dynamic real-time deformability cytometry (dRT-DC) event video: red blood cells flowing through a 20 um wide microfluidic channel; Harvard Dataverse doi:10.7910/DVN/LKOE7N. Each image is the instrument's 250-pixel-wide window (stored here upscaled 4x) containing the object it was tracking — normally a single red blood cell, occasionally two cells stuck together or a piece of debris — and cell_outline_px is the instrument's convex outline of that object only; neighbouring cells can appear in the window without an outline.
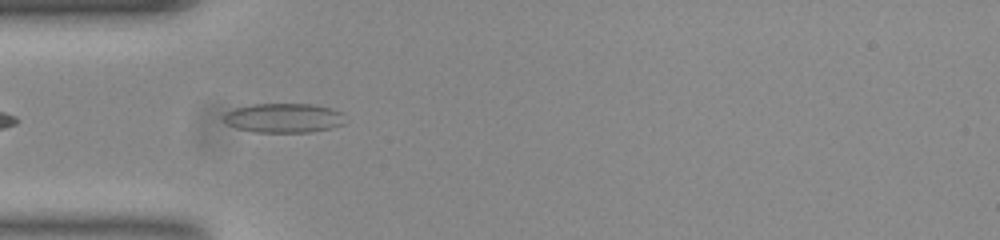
{"species": "common noctule bat (a hibernating species)", "species_latin": "Nyctalus noctula", "temperature_condition": "room temperature", "stored_images_in_passage": 42, "camera_frame_rate_fps": 3000, "um_per_image_px": 0.085, "animal": {"sex": "female", "body_mass_g": 23.0, "forearm_length_mm": 53.4}, "frame": {"image": 1, "passage_image": 4, "time_ms": 1.0, "image_size_px": [1000, 240], "cell_outline_px": [[344, 124], [332, 128], [308, 132], [252, 132], [236, 128], [228, 124], [224, 120], [224, 116], [228, 112], [236, 108], [252, 104], [312, 104], [332, 108], [340, 112]], "centroid_in_image_um": [24.11, 10.03], "position_along_channel_um": 60.9, "area_um2": 20.63}}
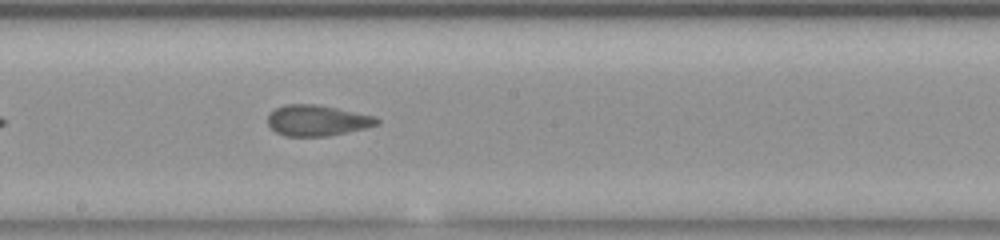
{"frame": {"image": 2, "passage_image": 17, "time_ms": 5.333, "image_size_px": [1000, 240], "cell_outline_px": [[380, 120], [376, 124], [344, 132], [324, 136], [284, 136], [276, 132], [268, 124], [268, 116], [276, 108], [284, 104], [316, 104], [336, 108], [372, 116]], "centroid_in_image_um": [26.87, 10.23], "position_along_channel_um": 221.3, "area_um2": 19.02}}
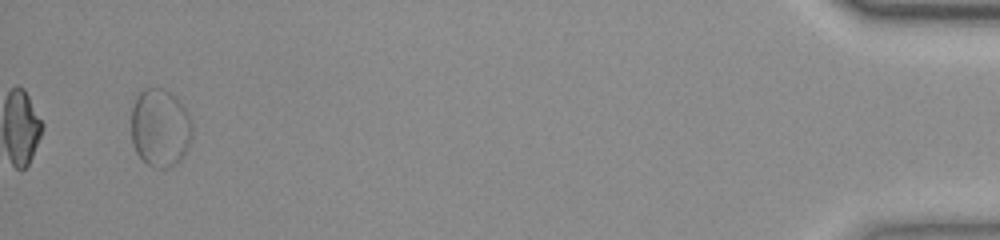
{"frame": {"image": 3, "passage_image": 40, "time_ms": 13.0, "image_size_px": [1000, 240], "cell_outline_px": [[192, 136], [180, 160], [176, 164], [164, 168], [156, 168], [148, 164], [136, 152], [132, 140], [132, 108], [136, 96], [144, 88], [160, 88], [172, 92], [184, 104], [188, 112], [192, 124]], "centroid_in_image_um": [13.62, 10.82], "position_along_channel_um": 421.6, "area_um2": 27.86}, "authors_computed_cell_mechanics": {"area_um2": 19.8543, "velocity_mm_per_s": 3.738, "shape_relaxation_time_tau1_ms": null, "shape_relaxation_time_tau2_ms": 1.3483, "deformation_change_tau1": null, "deformation_change_tau2": 0.0711}}